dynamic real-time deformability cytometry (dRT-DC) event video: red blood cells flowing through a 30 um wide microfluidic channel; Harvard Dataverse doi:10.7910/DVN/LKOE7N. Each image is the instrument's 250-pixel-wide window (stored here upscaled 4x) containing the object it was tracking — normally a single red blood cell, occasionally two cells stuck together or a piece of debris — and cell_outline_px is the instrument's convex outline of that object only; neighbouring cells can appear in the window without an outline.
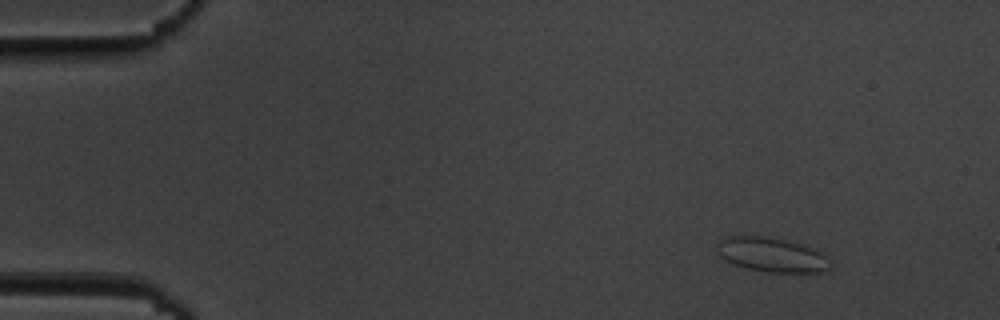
{"species": "common noctule bat (a hibernating species)", "species_latin": "Nyctalus noctula", "temperature_condition": "cold", "stored_images_in_passage": 50, "camera_frame_rate_fps": 3000, "um_per_image_px": 0.085, "animal": {"sex": "male", "body_mass_g": 19.5, "forearm_length_mm": 54.6}, "frame": {"image": 1, "passage_image": 1, "time_ms": 0.0, "image_size_px": [1000, 320], "cell_outline_px": [[832, 264], [828, 268], [820, 272], [764, 272], [744, 268], [724, 260], [716, 252], [716, 244], [720, 240], [728, 236], [744, 232], [768, 236], [800, 244], [812, 248], [832, 256]], "centroid_in_image_um": [65.55, 21.62], "position_along_channel_um": 19.4, "area_um2": 23.7}}
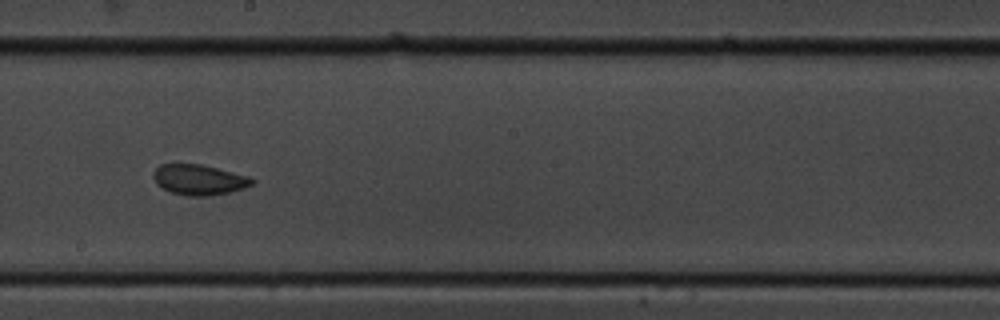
{"frame": {"image": 2, "passage_image": 26, "time_ms": 8.333, "image_size_px": [1000, 320], "cell_outline_px": [[256, 180], [252, 184], [244, 188], [232, 192], [208, 196], [188, 196], [168, 192], [156, 184], [152, 176], [152, 172], [160, 164], [200, 164], [248, 176]], "centroid_in_image_um": [16.88, 15.29], "position_along_channel_um": 231.3, "area_um2": 17.63}}
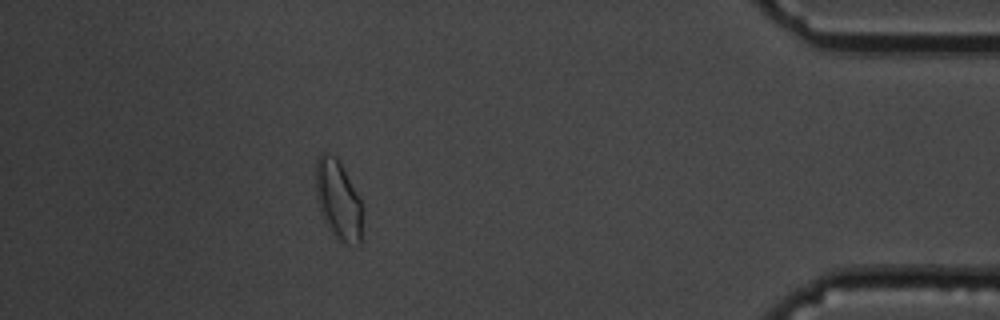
{"frame": {"image": 3, "passage_image": 44, "time_ms": 14.333, "image_size_px": [1000, 320], "cell_outline_px": [[360, 244], [348, 244], [340, 240], [328, 228], [320, 212], [316, 196], [316, 160], [320, 152], [324, 152], [336, 156], [360, 200]], "centroid_in_image_um": [28.69, 16.96], "position_along_channel_um": 406.5, "area_um2": 20.92}, "authors_computed_cell_mechanics": {"area_um2": 18.2359, "velocity_mm_per_s": 3.6673, "shape_relaxation_time_tau1_ms": 3.6901, "shape_relaxation_time_tau2_ms": 1.2424, "deformation_change_tau1": 0.068, "deformation_change_tau2": 0.0493}}